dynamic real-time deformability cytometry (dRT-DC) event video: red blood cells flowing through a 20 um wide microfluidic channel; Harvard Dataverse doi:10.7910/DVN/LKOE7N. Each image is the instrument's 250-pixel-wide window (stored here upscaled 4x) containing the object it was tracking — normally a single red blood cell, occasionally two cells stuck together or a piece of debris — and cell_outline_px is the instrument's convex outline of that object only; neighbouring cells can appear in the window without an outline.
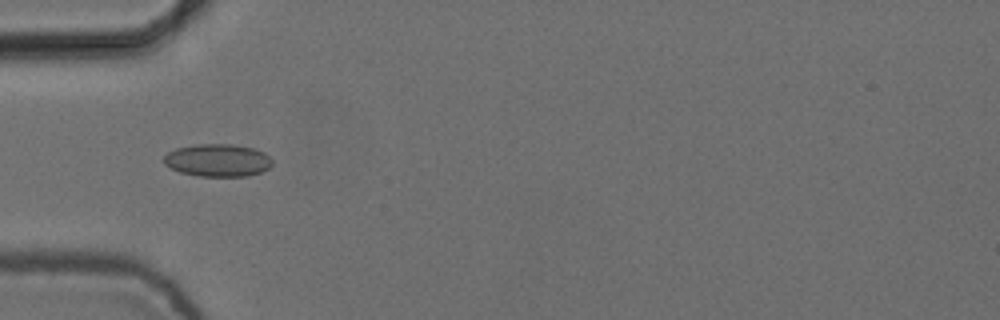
{"species": "common noctule bat (a hibernating species)", "species_latin": "Nyctalus noctula", "temperature_condition": "cold", "stored_images_in_passage": 8, "camera_frame_rate_fps": 3000, "um_per_image_px": 0.085, "animal": {"sex": "female", "body_mass_g": 24.6, "forearm_length_mm": 56.2}, "frame": {"image": 1, "passage_image": 6, "time_ms": 1.667, "image_size_px": [1000, 320], "cell_outline_px": [[272, 164], [268, 168], [260, 172], [248, 176], [196, 176], [180, 172], [164, 164], [164, 156], [168, 152], [176, 148], [196, 144], [232, 144], [252, 148], [264, 152], [272, 160]], "centroid_in_image_um": [18.49, 13.62], "position_along_channel_um": 66.5, "area_um2": 20.58}}
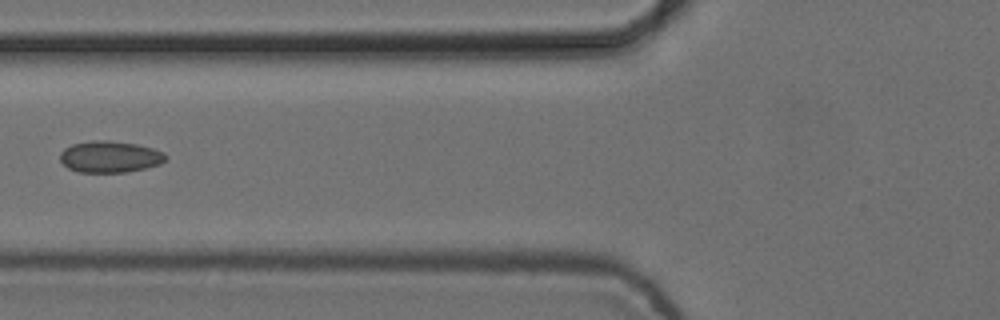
{"frame": {"image": 2, "passage_image": 7, "time_ms": 2.0, "image_size_px": [1000, 320], "cell_outline_px": [[168, 156], [160, 164], [144, 168], [124, 172], [80, 172], [68, 168], [60, 160], [60, 152], [64, 148], [72, 144], [92, 140], [108, 140], [136, 144], [152, 148], [164, 152]], "centroid_in_image_um": [9.33, 13.31], "position_along_channel_um": 116.5, "area_um2": 19.36}}
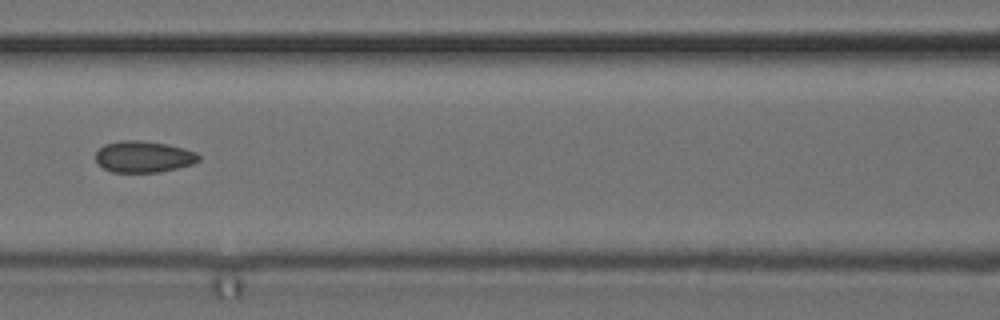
{"frame": {"image": 3, "passage_image": 8, "time_ms": 2.333, "image_size_px": [1000, 320], "cell_outline_px": [[200, 160], [192, 164], [160, 172], [112, 172], [104, 168], [96, 160], [96, 152], [104, 144], [120, 140], [140, 140], [168, 144], [184, 148], [196, 152], [200, 156]], "centroid_in_image_um": [12.21, 13.31], "position_along_channel_um": 154.4, "area_um2": 18.9}}